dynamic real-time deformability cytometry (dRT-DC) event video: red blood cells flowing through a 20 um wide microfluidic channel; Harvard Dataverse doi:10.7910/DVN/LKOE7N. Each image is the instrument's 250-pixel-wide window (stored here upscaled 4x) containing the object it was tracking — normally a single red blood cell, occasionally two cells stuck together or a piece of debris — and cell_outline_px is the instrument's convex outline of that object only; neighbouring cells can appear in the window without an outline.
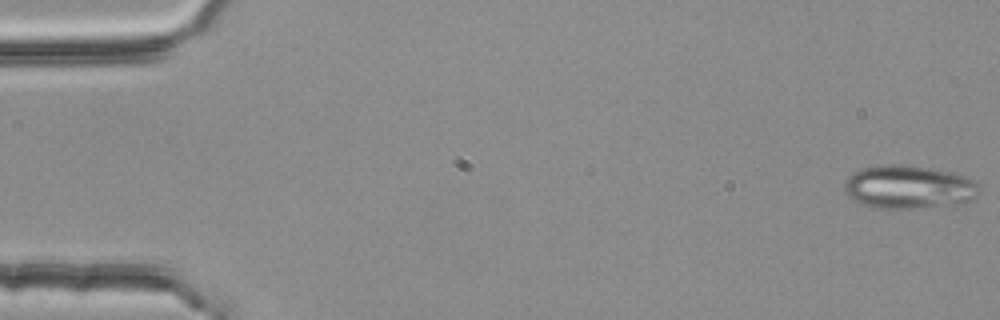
{"species": "common noctule bat (a hibernating species)", "species_latin": "Nyctalus noctula", "temperature_condition": "room temperature", "stored_images_in_passage": 54, "segment_of_instrument_passage": [1, 2], "camera_frame_rate_fps": 3000, "um_per_image_px": 0.085, "animal": {"sex": "female", "body_mass_g": 25.1}, "frame": {"image": 1, "passage_image": 1, "time_ms": 0.0, "image_size_px": [1000, 320], "cell_outline_px": [[980, 192], [976, 196], [964, 204], [908, 208], [876, 208], [860, 204], [852, 200], [844, 192], [844, 184], [848, 176], [852, 172], [860, 168], [876, 164], [900, 164], [928, 168], [952, 172], [964, 176], [972, 180], [976, 184]], "centroid_in_image_um": [77.18, 15.89], "position_along_channel_um": 7.8, "area_um2": 34.39}}